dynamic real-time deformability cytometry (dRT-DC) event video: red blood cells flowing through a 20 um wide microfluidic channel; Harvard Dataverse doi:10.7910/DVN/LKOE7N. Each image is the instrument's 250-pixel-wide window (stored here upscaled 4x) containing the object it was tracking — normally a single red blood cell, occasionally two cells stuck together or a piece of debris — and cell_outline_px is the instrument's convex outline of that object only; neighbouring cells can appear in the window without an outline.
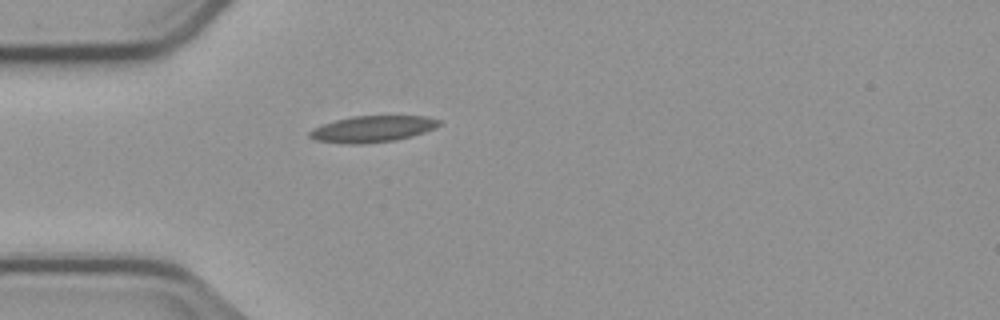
{"species": "common noctule bat (a hibernating species)", "species_latin": "Nyctalus noctula", "temperature_condition": "cold", "stored_images_in_passage": 4, "camera_frame_rate_fps": 3000, "um_per_image_px": 0.085, "animal": {"sex": "male", "body_mass_g": 23.1, "forearm_length_mm": 52.7}, "frame": {"image": 1, "passage_image": 4, "time_ms": 4.667, "image_size_px": [1000, 320], "cell_outline_px": [[440, 124], [424, 132], [412, 136], [392, 140], [364, 144], [352, 144], [316, 140], [308, 136], [308, 132], [312, 128], [336, 120], [352, 116], [424, 116], [440, 120]], "centroid_in_image_um": [31.62, 10.96], "position_along_channel_um": 53.4, "area_um2": 19.59}}